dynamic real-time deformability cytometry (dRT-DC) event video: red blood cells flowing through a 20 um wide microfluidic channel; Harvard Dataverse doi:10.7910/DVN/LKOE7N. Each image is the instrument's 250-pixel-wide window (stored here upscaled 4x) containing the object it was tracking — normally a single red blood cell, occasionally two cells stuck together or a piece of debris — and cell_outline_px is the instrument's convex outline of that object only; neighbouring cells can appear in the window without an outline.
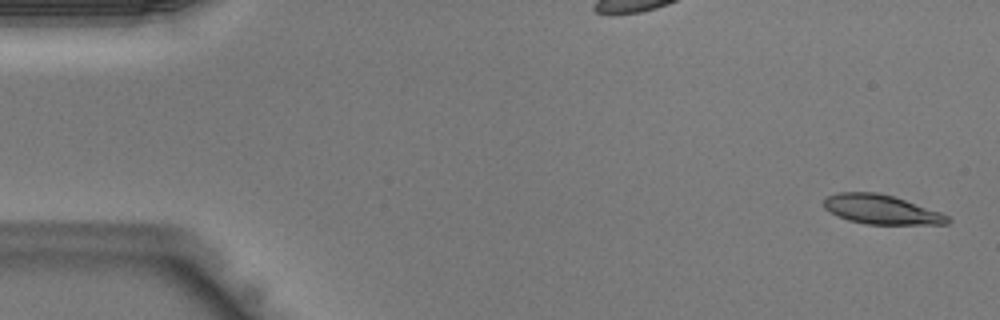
{"species": "Egyptian fruit bat (a non-hibernating species)", "species_latin": "Rousettus aegyptiacus", "temperature_condition": "warm", "stored_images_in_passage": 43, "camera_frame_rate_fps": 3000, "um_per_image_px": 0.085, "animal": {"sex": "male"}, "frame": {"image": 1, "passage_image": 2, "time_ms": 0.333, "image_size_px": [1000, 320], "cell_outline_px": [[952, 220], [948, 224], [864, 224], [848, 220], [824, 208], [824, 200], [828, 196], [836, 192], [876, 192], [892, 196], [940, 212], [948, 216]], "centroid_in_image_um": [74.91, 17.81], "position_along_channel_um": 10.1, "area_um2": 20.87}}
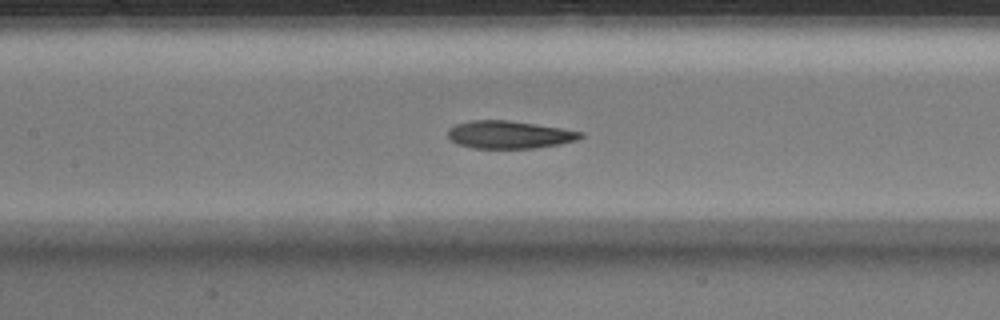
{"frame": {"image": 2, "passage_image": 20, "time_ms": 6.333, "image_size_px": [1000, 320], "cell_outline_px": [[584, 136], [576, 140], [560, 144], [532, 148], [472, 148], [456, 144], [448, 136], [448, 128], [456, 124], [472, 120], [508, 120], [536, 124], [584, 132]], "centroid_in_image_um": [43.27, 11.44], "position_along_channel_um": 164.1, "area_um2": 21.39}}
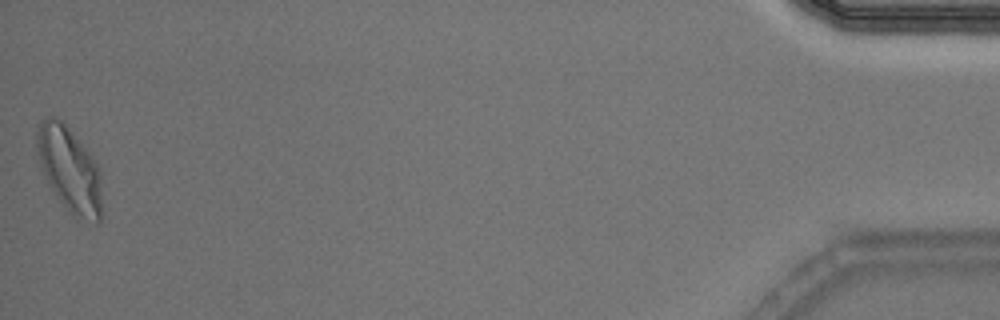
{"frame": {"image": 3, "passage_image": 43, "time_ms": 14.0, "image_size_px": [1000, 320], "cell_outline_px": [[100, 220], [96, 224], [76, 220], [68, 212], [52, 188], [44, 172], [36, 152], [36, 124], [40, 120], [48, 116], [56, 116], [68, 128], [96, 160], [100, 172]], "centroid_in_image_um": [5.89, 14.41], "position_along_channel_um": 429.3, "area_um2": 32.31}}